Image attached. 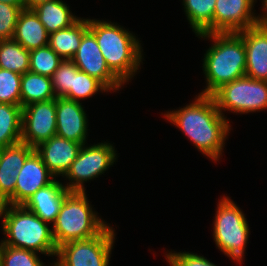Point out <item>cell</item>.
<instances>
[{"mask_svg":"<svg viewBox=\"0 0 267 266\" xmlns=\"http://www.w3.org/2000/svg\"><path fill=\"white\" fill-rule=\"evenodd\" d=\"M2 3L10 4L19 7L21 10L25 9L23 0H0Z\"/></svg>","mask_w":267,"mask_h":266,"instance_id":"e575fe53","label":"cell"},{"mask_svg":"<svg viewBox=\"0 0 267 266\" xmlns=\"http://www.w3.org/2000/svg\"><path fill=\"white\" fill-rule=\"evenodd\" d=\"M71 61L77 68L96 78L109 91L118 90L124 84L108 67L95 35L88 29Z\"/></svg>","mask_w":267,"mask_h":266,"instance_id":"8fae6325","label":"cell"},{"mask_svg":"<svg viewBox=\"0 0 267 266\" xmlns=\"http://www.w3.org/2000/svg\"><path fill=\"white\" fill-rule=\"evenodd\" d=\"M54 176L34 151L25 161L16 177L15 205H23L40 188L49 185Z\"/></svg>","mask_w":267,"mask_h":266,"instance_id":"2e32d148","label":"cell"},{"mask_svg":"<svg viewBox=\"0 0 267 266\" xmlns=\"http://www.w3.org/2000/svg\"><path fill=\"white\" fill-rule=\"evenodd\" d=\"M262 5H263V10L262 11H265L263 15H261L259 17L256 16V21H255V26L267 31V0H263L262 2Z\"/></svg>","mask_w":267,"mask_h":266,"instance_id":"d6a6232c","label":"cell"},{"mask_svg":"<svg viewBox=\"0 0 267 266\" xmlns=\"http://www.w3.org/2000/svg\"><path fill=\"white\" fill-rule=\"evenodd\" d=\"M79 69L71 60H63L51 77L56 98H64L73 88L74 73Z\"/></svg>","mask_w":267,"mask_h":266,"instance_id":"f546056e","label":"cell"},{"mask_svg":"<svg viewBox=\"0 0 267 266\" xmlns=\"http://www.w3.org/2000/svg\"><path fill=\"white\" fill-rule=\"evenodd\" d=\"M26 9H33L35 6L50 0H23Z\"/></svg>","mask_w":267,"mask_h":266,"instance_id":"836d02e7","label":"cell"},{"mask_svg":"<svg viewBox=\"0 0 267 266\" xmlns=\"http://www.w3.org/2000/svg\"><path fill=\"white\" fill-rule=\"evenodd\" d=\"M21 106L55 99L50 77L26 72L21 76Z\"/></svg>","mask_w":267,"mask_h":266,"instance_id":"7402d4cb","label":"cell"},{"mask_svg":"<svg viewBox=\"0 0 267 266\" xmlns=\"http://www.w3.org/2000/svg\"><path fill=\"white\" fill-rule=\"evenodd\" d=\"M22 106L0 103V148L21 142Z\"/></svg>","mask_w":267,"mask_h":266,"instance_id":"603a6c76","label":"cell"},{"mask_svg":"<svg viewBox=\"0 0 267 266\" xmlns=\"http://www.w3.org/2000/svg\"><path fill=\"white\" fill-rule=\"evenodd\" d=\"M237 33L243 38L245 45V75L267 81V31L252 26Z\"/></svg>","mask_w":267,"mask_h":266,"instance_id":"e0dca14e","label":"cell"},{"mask_svg":"<svg viewBox=\"0 0 267 266\" xmlns=\"http://www.w3.org/2000/svg\"><path fill=\"white\" fill-rule=\"evenodd\" d=\"M61 182L54 179L30 196L23 206L46 223H55L64 198L70 193Z\"/></svg>","mask_w":267,"mask_h":266,"instance_id":"ac0fdd59","label":"cell"},{"mask_svg":"<svg viewBox=\"0 0 267 266\" xmlns=\"http://www.w3.org/2000/svg\"><path fill=\"white\" fill-rule=\"evenodd\" d=\"M212 97L217 108L235 113H249L267 109V81L243 76L222 85Z\"/></svg>","mask_w":267,"mask_h":266,"instance_id":"52a82bcc","label":"cell"},{"mask_svg":"<svg viewBox=\"0 0 267 266\" xmlns=\"http://www.w3.org/2000/svg\"><path fill=\"white\" fill-rule=\"evenodd\" d=\"M87 199L85 191H71L64 198L57 219L51 226L57 248L70 241L93 238L108 226L97 217Z\"/></svg>","mask_w":267,"mask_h":266,"instance_id":"5b68a950","label":"cell"},{"mask_svg":"<svg viewBox=\"0 0 267 266\" xmlns=\"http://www.w3.org/2000/svg\"><path fill=\"white\" fill-rule=\"evenodd\" d=\"M63 59L48 45L30 51L29 71L47 77H52Z\"/></svg>","mask_w":267,"mask_h":266,"instance_id":"484cf974","label":"cell"},{"mask_svg":"<svg viewBox=\"0 0 267 266\" xmlns=\"http://www.w3.org/2000/svg\"><path fill=\"white\" fill-rule=\"evenodd\" d=\"M115 151L113 145L106 142L89 147L84 144L64 175L71 181L65 187L69 191H85L83 183L99 177L114 164L117 158Z\"/></svg>","mask_w":267,"mask_h":266,"instance_id":"9c48e42d","label":"cell"},{"mask_svg":"<svg viewBox=\"0 0 267 266\" xmlns=\"http://www.w3.org/2000/svg\"><path fill=\"white\" fill-rule=\"evenodd\" d=\"M88 29L95 35L110 70L124 84L128 82L142 62L139 40L120 25L103 20L88 19Z\"/></svg>","mask_w":267,"mask_h":266,"instance_id":"3957f363","label":"cell"},{"mask_svg":"<svg viewBox=\"0 0 267 266\" xmlns=\"http://www.w3.org/2000/svg\"><path fill=\"white\" fill-rule=\"evenodd\" d=\"M213 224L214 241L225 255L241 262L249 238V226L242 210L228 196L220 199Z\"/></svg>","mask_w":267,"mask_h":266,"instance_id":"8992f818","label":"cell"},{"mask_svg":"<svg viewBox=\"0 0 267 266\" xmlns=\"http://www.w3.org/2000/svg\"><path fill=\"white\" fill-rule=\"evenodd\" d=\"M82 146L75 141L54 135L34 149L54 177H64Z\"/></svg>","mask_w":267,"mask_h":266,"instance_id":"9a60e30c","label":"cell"},{"mask_svg":"<svg viewBox=\"0 0 267 266\" xmlns=\"http://www.w3.org/2000/svg\"><path fill=\"white\" fill-rule=\"evenodd\" d=\"M32 10L49 34L73 25L80 18L74 16L62 0L46 1Z\"/></svg>","mask_w":267,"mask_h":266,"instance_id":"44dd1931","label":"cell"},{"mask_svg":"<svg viewBox=\"0 0 267 266\" xmlns=\"http://www.w3.org/2000/svg\"><path fill=\"white\" fill-rule=\"evenodd\" d=\"M56 98L22 107L21 142L36 148L56 135Z\"/></svg>","mask_w":267,"mask_h":266,"instance_id":"30bf717a","label":"cell"},{"mask_svg":"<svg viewBox=\"0 0 267 266\" xmlns=\"http://www.w3.org/2000/svg\"><path fill=\"white\" fill-rule=\"evenodd\" d=\"M2 216V228L7 239L2 240L0 245L40 252L47 256L57 255L58 248L49 223L23 205H0V218Z\"/></svg>","mask_w":267,"mask_h":266,"instance_id":"277c9868","label":"cell"},{"mask_svg":"<svg viewBox=\"0 0 267 266\" xmlns=\"http://www.w3.org/2000/svg\"><path fill=\"white\" fill-rule=\"evenodd\" d=\"M20 12L19 7L0 2V40L13 38Z\"/></svg>","mask_w":267,"mask_h":266,"instance_id":"4dcf8cb0","label":"cell"},{"mask_svg":"<svg viewBox=\"0 0 267 266\" xmlns=\"http://www.w3.org/2000/svg\"><path fill=\"white\" fill-rule=\"evenodd\" d=\"M216 0H183L184 10L193 32L213 33V16Z\"/></svg>","mask_w":267,"mask_h":266,"instance_id":"cb8c5ba5","label":"cell"},{"mask_svg":"<svg viewBox=\"0 0 267 266\" xmlns=\"http://www.w3.org/2000/svg\"><path fill=\"white\" fill-rule=\"evenodd\" d=\"M256 0H216L213 33L240 32L255 26L253 5Z\"/></svg>","mask_w":267,"mask_h":266,"instance_id":"7c38bea8","label":"cell"},{"mask_svg":"<svg viewBox=\"0 0 267 266\" xmlns=\"http://www.w3.org/2000/svg\"><path fill=\"white\" fill-rule=\"evenodd\" d=\"M21 76L0 68V103L21 105Z\"/></svg>","mask_w":267,"mask_h":266,"instance_id":"f1b7e54d","label":"cell"},{"mask_svg":"<svg viewBox=\"0 0 267 266\" xmlns=\"http://www.w3.org/2000/svg\"><path fill=\"white\" fill-rule=\"evenodd\" d=\"M28 51L48 46L49 33L32 9H22L19 13L12 38Z\"/></svg>","mask_w":267,"mask_h":266,"instance_id":"d6986e66","label":"cell"},{"mask_svg":"<svg viewBox=\"0 0 267 266\" xmlns=\"http://www.w3.org/2000/svg\"><path fill=\"white\" fill-rule=\"evenodd\" d=\"M115 232L109 225L97 236L58 247L54 266H108Z\"/></svg>","mask_w":267,"mask_h":266,"instance_id":"ba28073f","label":"cell"},{"mask_svg":"<svg viewBox=\"0 0 267 266\" xmlns=\"http://www.w3.org/2000/svg\"><path fill=\"white\" fill-rule=\"evenodd\" d=\"M99 91L108 92L109 90L96 78L78 70L74 73L73 88L64 98L79 102L78 99L91 97Z\"/></svg>","mask_w":267,"mask_h":266,"instance_id":"4316f807","label":"cell"},{"mask_svg":"<svg viewBox=\"0 0 267 266\" xmlns=\"http://www.w3.org/2000/svg\"><path fill=\"white\" fill-rule=\"evenodd\" d=\"M34 151L23 142L0 148V205H15L16 177Z\"/></svg>","mask_w":267,"mask_h":266,"instance_id":"4fadbf2b","label":"cell"},{"mask_svg":"<svg viewBox=\"0 0 267 266\" xmlns=\"http://www.w3.org/2000/svg\"><path fill=\"white\" fill-rule=\"evenodd\" d=\"M87 120L80 102L56 98V135L84 145L88 131Z\"/></svg>","mask_w":267,"mask_h":266,"instance_id":"5bb4252c","label":"cell"},{"mask_svg":"<svg viewBox=\"0 0 267 266\" xmlns=\"http://www.w3.org/2000/svg\"><path fill=\"white\" fill-rule=\"evenodd\" d=\"M87 30L88 19L79 18L73 25L50 33L48 45L63 60H71L80 46L83 34Z\"/></svg>","mask_w":267,"mask_h":266,"instance_id":"ffe728a7","label":"cell"},{"mask_svg":"<svg viewBox=\"0 0 267 266\" xmlns=\"http://www.w3.org/2000/svg\"><path fill=\"white\" fill-rule=\"evenodd\" d=\"M195 101L164 116L176 125L202 154L218 161L231 129L229 121L217 108L212 95L199 94Z\"/></svg>","mask_w":267,"mask_h":266,"instance_id":"6da1fadb","label":"cell"},{"mask_svg":"<svg viewBox=\"0 0 267 266\" xmlns=\"http://www.w3.org/2000/svg\"><path fill=\"white\" fill-rule=\"evenodd\" d=\"M213 40L203 58L206 88L202 95H212L222 85L245 76L246 51L243 38L236 32L198 34Z\"/></svg>","mask_w":267,"mask_h":266,"instance_id":"7a4b0ae2","label":"cell"},{"mask_svg":"<svg viewBox=\"0 0 267 266\" xmlns=\"http://www.w3.org/2000/svg\"><path fill=\"white\" fill-rule=\"evenodd\" d=\"M0 266H44L36 252L0 245Z\"/></svg>","mask_w":267,"mask_h":266,"instance_id":"83f0119b","label":"cell"},{"mask_svg":"<svg viewBox=\"0 0 267 266\" xmlns=\"http://www.w3.org/2000/svg\"><path fill=\"white\" fill-rule=\"evenodd\" d=\"M30 51L13 39L0 40V68L20 75L29 72Z\"/></svg>","mask_w":267,"mask_h":266,"instance_id":"d4e9b609","label":"cell"},{"mask_svg":"<svg viewBox=\"0 0 267 266\" xmlns=\"http://www.w3.org/2000/svg\"><path fill=\"white\" fill-rule=\"evenodd\" d=\"M165 256L170 266H216L205 257L189 252H170Z\"/></svg>","mask_w":267,"mask_h":266,"instance_id":"1f68e13d","label":"cell"}]
</instances>
